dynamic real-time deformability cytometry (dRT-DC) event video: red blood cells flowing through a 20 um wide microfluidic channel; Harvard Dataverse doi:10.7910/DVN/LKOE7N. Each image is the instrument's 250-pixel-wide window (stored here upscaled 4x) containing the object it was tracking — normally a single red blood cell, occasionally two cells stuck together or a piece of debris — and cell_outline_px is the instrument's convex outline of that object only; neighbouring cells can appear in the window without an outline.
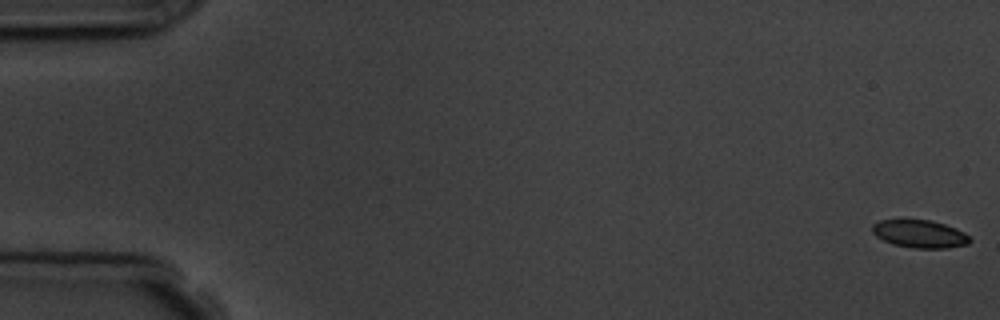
{"species": "common noctule bat (a hibernating species)", "species_latin": "Nyctalus noctula", "temperature_condition": "room temperature", "stored_images_in_passage": 11, "camera_frame_rate_fps": 3000, "um_per_image_px": 0.085, "animal": {"sex": "male", "body_mass_g": 19.5, "forearm_length_mm": 54.6}, "frame": {"image": 1, "passage_image": 1, "time_ms": 0.0, "image_size_px": [1000, 320], "cell_outline_px": [[972, 240], [968, 244], [948, 248], [912, 248], [892, 244], [876, 236], [872, 232], [872, 224], [880, 220], [904, 216], [932, 220], [956, 228], [964, 232]], "centroid_in_image_um": [78.13, 19.83], "position_along_channel_um": 6.9, "area_um2": 16.59}}
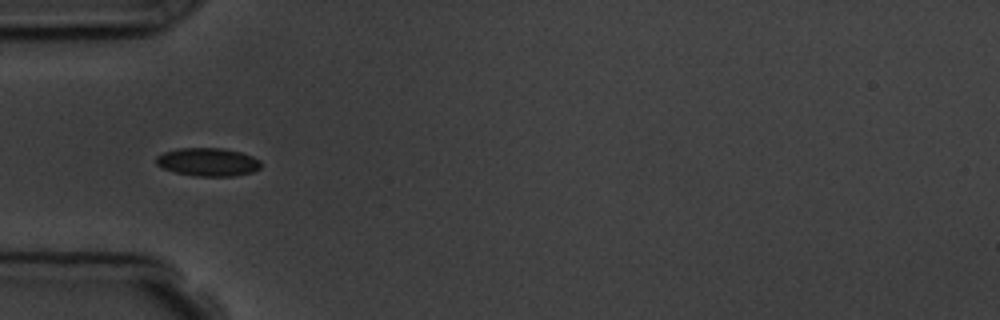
{"frame": {"image": 2, "passage_image": 5, "time_ms": 5.667, "image_size_px": [1000, 320], "cell_outline_px": [[260, 168], [252, 172], [232, 176], [196, 176], [176, 172], [164, 168], [156, 164], [156, 156], [164, 152], [176, 148], [224, 148], [240, 152], [252, 156], [260, 160]], "centroid_in_image_um": [17.67, 13.76], "position_along_channel_um": 67.3, "area_um2": 17.17}}
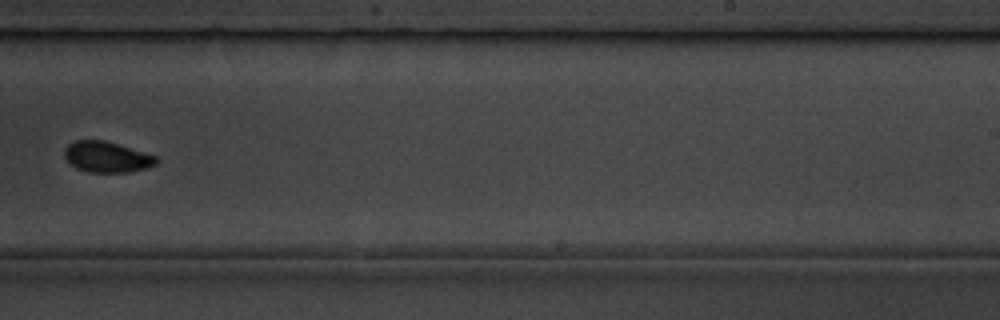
{"frame": {"image": 3, "passage_image": 10, "time_ms": 11.333, "image_size_px": [1000, 320], "cell_outline_px": [[160, 160], [156, 164], [148, 168], [128, 172], [88, 172], [76, 168], [68, 164], [64, 156], [64, 148], [68, 144], [76, 140], [104, 140], [120, 144], [156, 156]], "centroid_in_image_um": [9.07, 13.34], "position_along_channel_um": 279.9, "area_um2": 16.76}}